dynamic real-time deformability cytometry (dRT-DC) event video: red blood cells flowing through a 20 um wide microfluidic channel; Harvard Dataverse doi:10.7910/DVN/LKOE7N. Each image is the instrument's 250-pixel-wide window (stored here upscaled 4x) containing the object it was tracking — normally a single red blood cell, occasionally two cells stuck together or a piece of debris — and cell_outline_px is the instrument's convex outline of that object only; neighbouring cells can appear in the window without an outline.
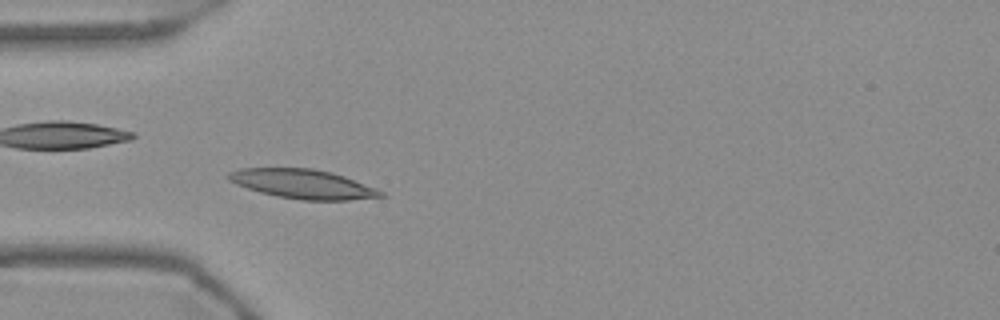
{"species": "Egyptian fruit bat (a non-hibernating species)", "species_latin": "Rousettus aegyptiacus", "temperature_condition": "warm", "stored_images_in_passage": 50, "camera_frame_rate_fps": 3000, "um_per_image_px": 0.085, "frame": {"image": 1, "passage_image": 12, "time_ms": 3.667, "image_size_px": [1000, 320], "cell_outline_px": [[388, 196], [348, 200], [300, 200], [276, 196], [260, 192], [236, 184], [228, 180], [224, 176], [228, 172], [240, 168], [312, 168], [332, 172], [344, 176], [376, 188], [384, 192]], "centroid_in_image_um": [25.73, 15.64], "position_along_channel_um": 59.3, "area_um2": 26.13}}
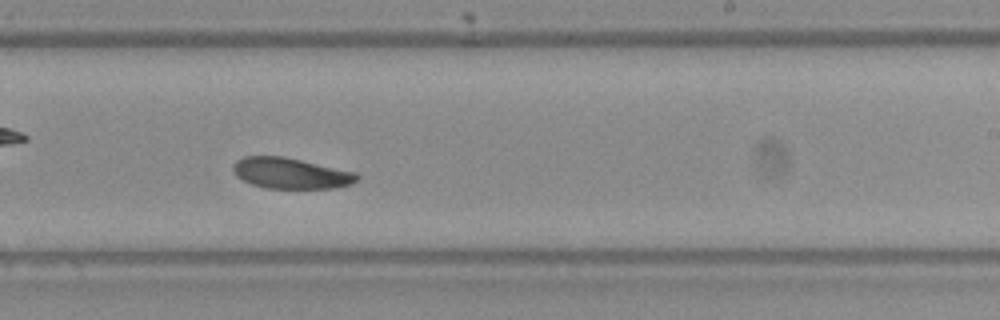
{"frame": {"image": 2, "passage_image": 29, "time_ms": 9.333, "image_size_px": [1000, 320], "cell_outline_px": [[360, 176], [352, 184], [336, 188], [264, 188], [252, 184], [236, 176], [232, 168], [232, 164], [236, 160], [244, 156], [284, 156], [356, 172]], "centroid_in_image_um": [24.71, 14.72], "position_along_channel_um": 264.3, "area_um2": 22.37}}
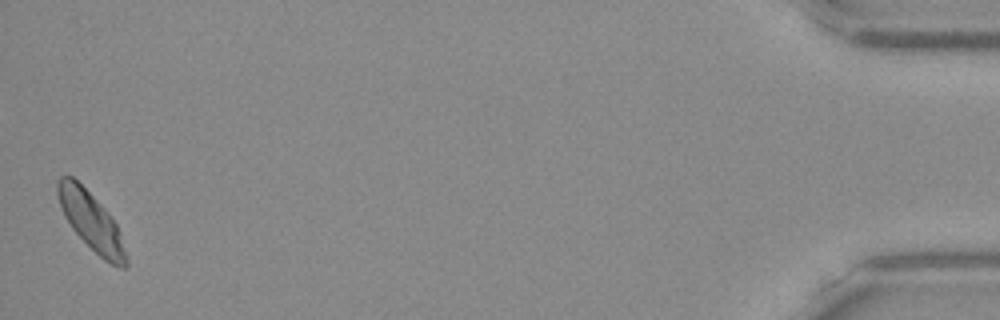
{"frame": {"image": 3, "passage_image": 50, "time_ms": 16.333, "image_size_px": [1000, 320], "cell_outline_px": [[128, 268], [120, 268], [104, 260], [72, 228], [64, 216], [56, 192], [56, 180], [60, 176], [72, 176], [108, 212], [116, 224], [128, 260]], "centroid_in_image_um": [7.73, 18.8], "position_along_channel_um": 427.5, "area_um2": 22.6}, "authors_computed_cell_mechanics": {"area_um2": 23.2067, "velocity_mm_per_s": 3.668, "shape_relaxation_time_tau1_ms": 2.9824, "shape_relaxation_time_tau2_ms": 11.249, "deformation_change_tau1": 0.0962, "deformation_change_tau2": 0.1104}}